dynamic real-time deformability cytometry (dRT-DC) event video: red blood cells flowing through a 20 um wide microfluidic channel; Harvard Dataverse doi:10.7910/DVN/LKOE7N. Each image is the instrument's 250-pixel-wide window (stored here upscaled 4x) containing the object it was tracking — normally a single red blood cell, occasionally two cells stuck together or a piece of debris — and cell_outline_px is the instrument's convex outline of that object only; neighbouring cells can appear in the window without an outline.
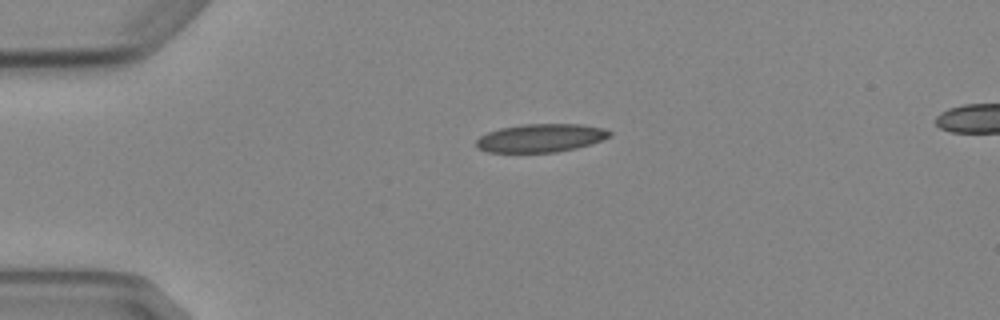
{"species": "Egyptian fruit bat (a non-hibernating species)", "species_latin": "Rousettus aegyptiacus", "temperature_condition": "cold", "stored_images_in_passage": 2, "camera_frame_rate_fps": 3000, "um_per_image_px": 0.085, "animal": {"sex": "female"}, "frame": {"image": 1, "passage_image": 1, "time_ms": 0.0, "image_size_px": [1000, 320], "cell_outline_px": [[612, 136], [576, 148], [556, 152], [488, 152], [476, 148], [476, 140], [480, 136], [488, 132], [500, 128], [524, 124], [580, 124], [604, 128], [612, 132]], "centroid_in_image_um": [45.95, 11.72], "position_along_channel_um": 39.1, "area_um2": 21.91}}